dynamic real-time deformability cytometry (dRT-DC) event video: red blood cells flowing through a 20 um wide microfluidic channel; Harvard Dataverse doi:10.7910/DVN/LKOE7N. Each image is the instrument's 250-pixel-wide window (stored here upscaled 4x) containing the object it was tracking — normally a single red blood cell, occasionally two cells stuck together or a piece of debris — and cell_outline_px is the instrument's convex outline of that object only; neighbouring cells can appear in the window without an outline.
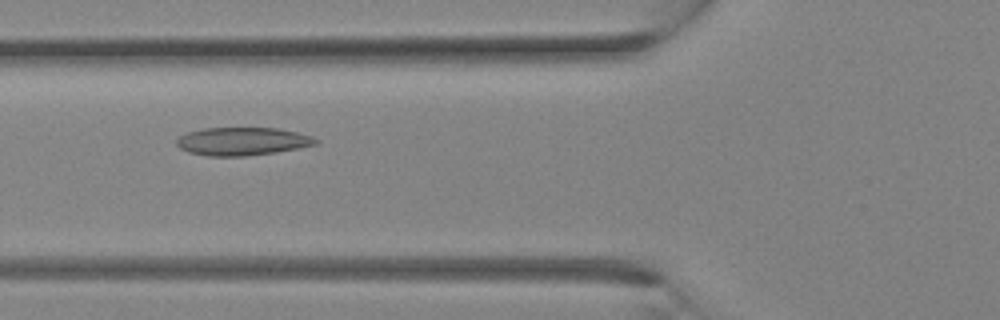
{"species": "Egyptian fruit bat (a non-hibernating species)", "species_latin": "Rousettus aegyptiacus", "temperature_condition": "room temperature", "stored_images_in_passage": 30, "camera_frame_rate_fps": 3000, "um_per_image_px": 0.085, "animal": {"sex": "female"}, "frame": {"image": 1, "passage_image": 12, "time_ms": 3.667, "image_size_px": [1000, 320], "cell_outline_px": [[320, 140], [316, 144], [276, 152], [244, 156], [208, 156], [188, 152], [180, 148], [176, 144], [176, 140], [180, 136], [188, 132], [204, 128], [276, 128], [296, 132], [312, 136]], "centroid_in_image_um": [20.58, 12.01], "position_along_channel_um": 105.2, "area_um2": 22.6}}
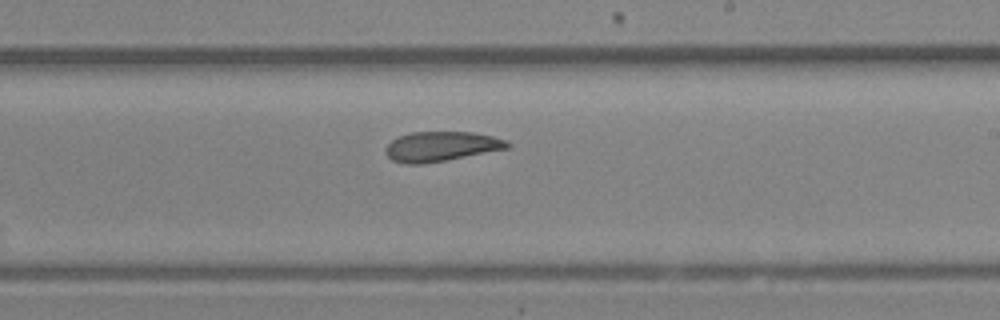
{"frame": {"image": 2, "passage_image": 19, "time_ms": 6.0, "image_size_px": [1000, 320], "cell_outline_px": [[512, 144], [508, 148], [444, 160], [420, 164], [404, 164], [392, 160], [384, 152], [384, 148], [392, 140], [400, 136], [412, 132], [472, 132], [492, 136], [504, 140]], "centroid_in_image_um": [37.45, 12.44], "position_along_channel_um": 251.5, "area_um2": 20.87}}
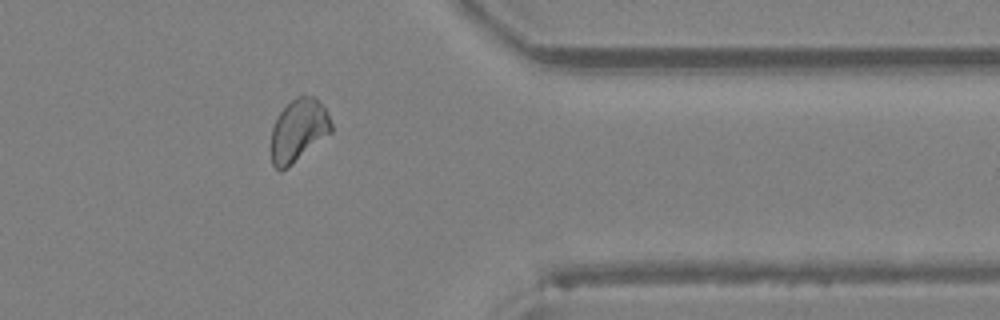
{"frame": {"image": 3, "passage_image": 26, "time_ms": 8.333, "image_size_px": [1000, 320], "cell_outline_px": [[332, 132], [288, 168], [280, 172], [272, 164], [268, 148], [272, 128], [280, 112], [292, 100], [300, 96], [316, 96], [320, 100], [332, 124]], "centroid_in_image_um": [25.33, 11.13], "position_along_channel_um": 386.1, "area_um2": 22.31}}